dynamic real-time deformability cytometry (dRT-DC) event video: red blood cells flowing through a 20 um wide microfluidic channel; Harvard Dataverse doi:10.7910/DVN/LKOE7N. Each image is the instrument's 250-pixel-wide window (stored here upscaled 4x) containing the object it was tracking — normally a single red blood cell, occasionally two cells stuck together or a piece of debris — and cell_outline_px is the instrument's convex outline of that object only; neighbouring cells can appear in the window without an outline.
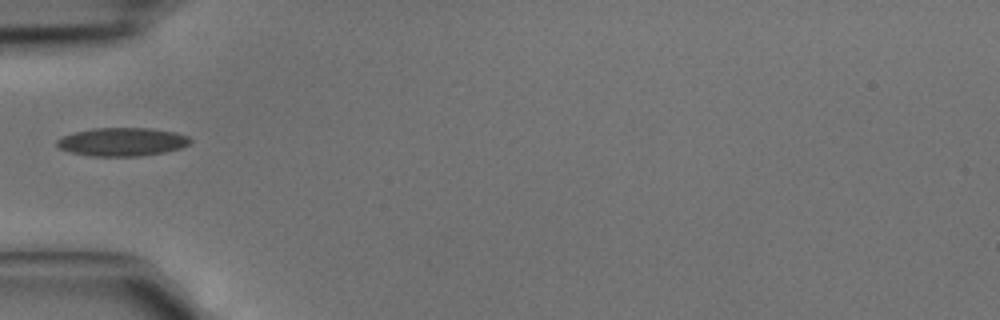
{"species": "common noctule bat (a hibernating species)", "species_latin": "Nyctalus noctula", "temperature_condition": "cold", "stored_images_in_passage": 1, "camera_frame_rate_fps": 3000, "um_per_image_px": 0.085, "animal": {"sex": "male", "body_mass_g": 15.6}, "frame": {"image": 1, "passage_image": 1, "time_ms": 0.0, "image_size_px": [1000, 320], "cell_outline_px": [[192, 140], [188, 144], [180, 148], [164, 152], [140, 156], [88, 156], [68, 152], [60, 148], [56, 144], [56, 140], [64, 136], [76, 132], [92, 128], [152, 128], [176, 132], [188, 136]], "centroid_in_image_um": [10.38, 12.06], "position_along_channel_um": 74.6, "area_um2": 22.08}}